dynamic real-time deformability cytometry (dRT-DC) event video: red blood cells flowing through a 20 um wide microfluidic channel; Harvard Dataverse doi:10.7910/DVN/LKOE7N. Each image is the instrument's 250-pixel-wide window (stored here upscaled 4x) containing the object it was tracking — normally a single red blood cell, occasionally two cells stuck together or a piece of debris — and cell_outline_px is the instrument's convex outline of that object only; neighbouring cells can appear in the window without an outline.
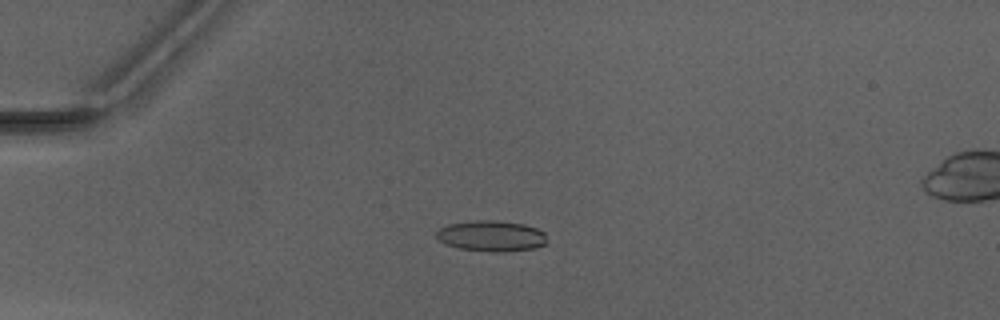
{"species": "Egyptian fruit bat (a non-hibernating species)", "species_latin": "Rousettus aegyptiacus", "temperature_condition": "warm", "stored_images_in_passage": 51, "camera_frame_rate_fps": 3000, "um_per_image_px": 0.085, "animal": {"sex": "male"}, "frame": {"image": 1, "passage_image": 14, "time_ms": 4.333, "image_size_px": [1000, 320], "cell_outline_px": [[544, 244], [536, 248], [500, 252], [496, 252], [460, 248], [444, 244], [436, 236], [436, 232], [440, 228], [448, 224], [476, 220], [492, 220], [524, 224], [536, 228], [544, 232]], "centroid_in_image_um": [41.73, 20.05], "position_along_channel_um": 43.3, "area_um2": 19.59}}
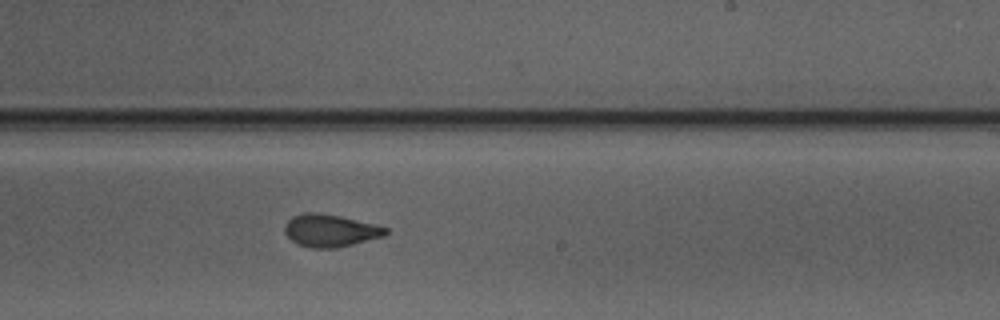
{"frame": {"image": 2, "passage_image": 32, "time_ms": 10.333, "image_size_px": [1000, 320], "cell_outline_px": [[388, 232], [384, 236], [336, 248], [312, 248], [296, 244], [284, 232], [284, 228], [288, 220], [292, 216], [304, 212], [316, 212], [340, 216], [376, 224], [388, 228]], "centroid_in_image_um": [28.06, 19.59], "position_along_channel_um": 260.9, "area_um2": 19.13}}
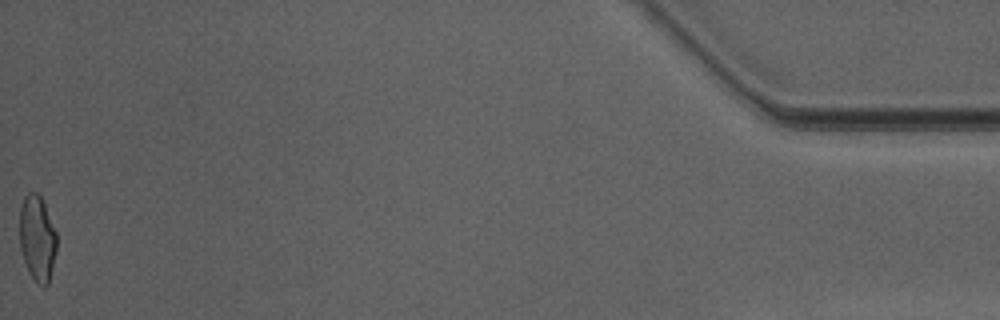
{"frame": {"image": 3, "passage_image": 51, "time_ms": 16.667, "image_size_px": [1000, 320], "cell_outline_px": [[56, 248], [48, 284], [44, 288], [28, 272], [20, 248], [20, 208], [24, 196], [28, 192], [36, 192], [40, 196], [44, 204], [56, 232]], "centroid_in_image_um": [3.15, 20.23], "position_along_channel_um": 432.0, "area_um2": 18.21}, "authors_computed_cell_mechanics": {"area_um2": 19.363, "velocity_mm_per_s": 4.1839, "shape_relaxation_time_tau1_ms": 5.9227, "shape_relaxation_time_tau2_ms": 1.2869, "deformation_change_tau1": 0.174, "deformation_change_tau2": 0.0855}}